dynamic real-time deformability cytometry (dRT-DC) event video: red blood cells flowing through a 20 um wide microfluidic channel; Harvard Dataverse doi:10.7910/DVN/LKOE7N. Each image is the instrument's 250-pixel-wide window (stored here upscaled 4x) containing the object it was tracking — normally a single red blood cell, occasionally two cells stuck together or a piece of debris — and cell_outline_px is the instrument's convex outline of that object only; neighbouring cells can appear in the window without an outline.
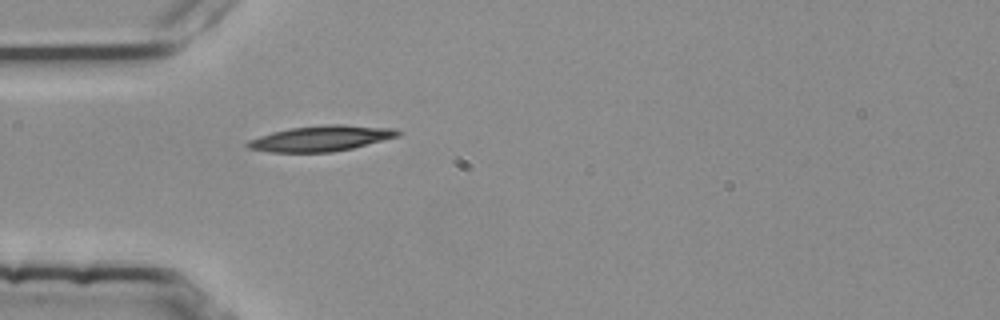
{"species": "common noctule bat (a hibernating species)", "species_latin": "Nyctalus noctula", "temperature_condition": "room temperature", "stored_images_in_passage": 1, "camera_frame_rate_fps": 3000, "um_per_image_px": 0.085, "animal": {"sex": "female", "body_mass_g": 25.1}, "frame": {"image": 1, "passage_image": 1, "time_ms": 0.0, "image_size_px": [1000, 320], "cell_outline_px": [[400, 132], [396, 136], [352, 148], [332, 152], [268, 152], [248, 148], [244, 144], [248, 140], [272, 132], [288, 128], [324, 124], [344, 124], [396, 128]], "centroid_in_image_um": [27.23, 11.75], "position_along_channel_um": 57.8, "area_um2": 22.37}}